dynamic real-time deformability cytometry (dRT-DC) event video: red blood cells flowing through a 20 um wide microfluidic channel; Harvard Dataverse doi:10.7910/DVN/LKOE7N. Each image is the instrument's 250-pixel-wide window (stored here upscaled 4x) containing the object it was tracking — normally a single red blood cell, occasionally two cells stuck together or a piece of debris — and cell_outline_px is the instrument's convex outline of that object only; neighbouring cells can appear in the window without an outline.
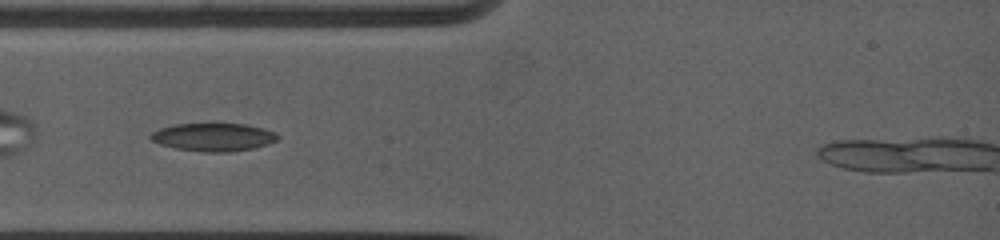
{"species": "common noctule bat (a hibernating species)", "species_latin": "Nyctalus noctula", "temperature_condition": "warm", "stored_images_in_passage": 32, "camera_frame_rate_fps": 5000, "um_per_image_px": 0.085, "animal": {"sex": "female", "body_mass_g": 19.0, "forearm_length_mm": 53.3}, "frame": {"image": 1, "passage_image": 1, "time_ms": 0.0, "image_size_px": [1000, 240], "cell_outline_px": [[280, 136], [276, 140], [268, 144], [252, 148], [228, 152], [204, 152], [176, 148], [160, 144], [152, 140], [148, 136], [152, 132], [160, 128], [176, 124], [244, 124], [276, 132]], "centroid_in_image_um": [18.13, 11.65], "position_along_channel_um": 66.9, "area_um2": 20.52}}
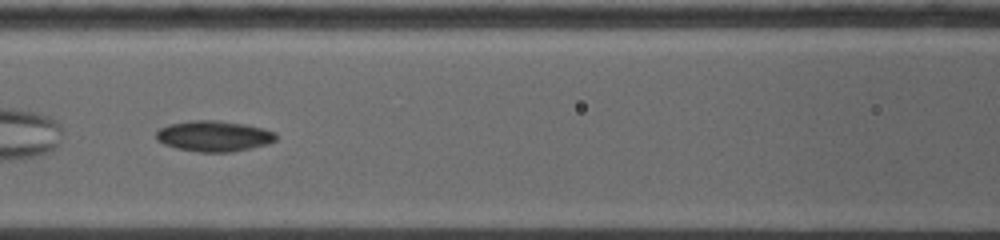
{"frame": {"image": 2, "passage_image": 10, "time_ms": 2.2, "image_size_px": [1000, 240], "cell_outline_px": [[276, 140], [268, 144], [232, 152], [200, 152], [176, 148], [164, 144], [156, 140], [156, 132], [160, 128], [168, 124], [192, 120], [216, 120], [248, 124], [276, 132]], "centroid_in_image_um": [18.18, 11.56], "position_along_channel_um": 148.4, "area_um2": 21.62}}
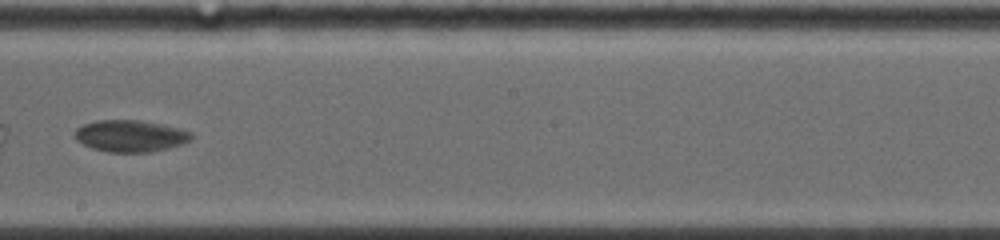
{"frame": {"image": 3, "passage_image": 19, "time_ms": 4.6, "image_size_px": [1000, 240], "cell_outline_px": [[192, 140], [184, 144], [152, 152], [108, 152], [92, 148], [76, 140], [76, 128], [84, 124], [96, 120], [136, 120], [160, 124], [192, 132]], "centroid_in_image_um": [11.1, 11.56], "position_along_channel_um": 237.1, "area_um2": 21.44}}